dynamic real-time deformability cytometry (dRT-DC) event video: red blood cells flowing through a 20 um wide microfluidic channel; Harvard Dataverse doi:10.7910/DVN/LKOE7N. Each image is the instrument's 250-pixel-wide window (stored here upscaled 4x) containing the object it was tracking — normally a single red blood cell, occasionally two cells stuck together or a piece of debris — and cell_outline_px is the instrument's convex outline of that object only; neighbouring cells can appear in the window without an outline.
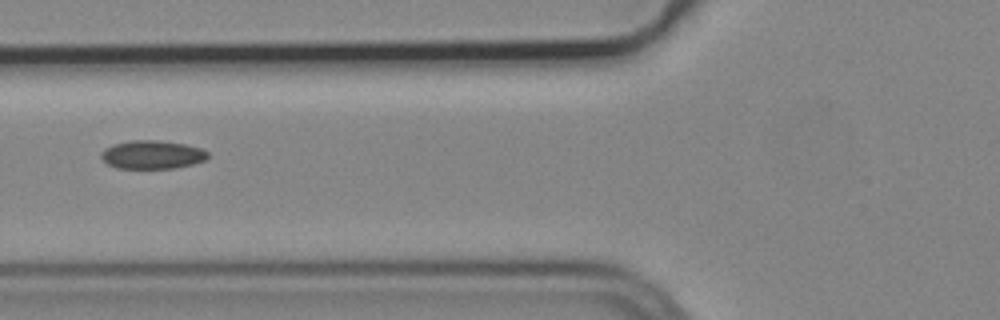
{"species": "common noctule bat (a hibernating species)", "species_latin": "Nyctalus noctula", "temperature_condition": "cold", "stored_images_in_passage": 6, "camera_frame_rate_fps": 3000, "um_per_image_px": 0.085, "animal": {"sex": "male", "body_mass_g": 19.2, "forearm_length_mm": 51.8}, "frame": {"image": 1, "passage_image": 6, "time_ms": 1.667, "image_size_px": [1000, 320], "cell_outline_px": [[208, 156], [204, 160], [192, 164], [176, 168], [116, 168], [108, 164], [100, 156], [100, 152], [104, 148], [112, 144], [132, 140], [156, 140], [184, 144], [200, 148], [208, 152]], "centroid_in_image_um": [12.9, 13.14], "position_along_channel_um": 112.9, "area_um2": 17.63}}